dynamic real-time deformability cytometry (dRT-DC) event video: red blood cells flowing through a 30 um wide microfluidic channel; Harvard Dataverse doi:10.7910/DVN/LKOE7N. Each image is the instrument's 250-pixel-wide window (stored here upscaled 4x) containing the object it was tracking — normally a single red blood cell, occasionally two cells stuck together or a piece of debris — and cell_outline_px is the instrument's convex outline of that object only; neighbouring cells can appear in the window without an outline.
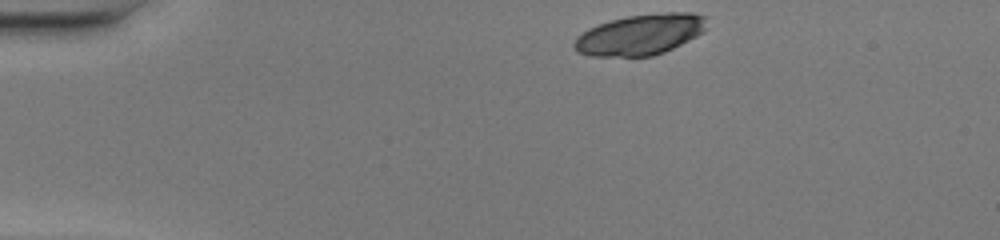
{"species": "common noctule bat (a hibernating species)", "species_latin": "Nyctalus noctula", "temperature_condition": "warm", "stored_images_in_passage": 42, "camera_frame_rate_fps": 3000, "um_per_image_px": 0.085, "animal": {"sex": "female", "body_mass_g": 20.0, "forearm_length_mm": 54.0}, "frame": {"image": 1, "passage_image": 1, "time_ms": 0.0, "image_size_px": [1000, 240], "cell_outline_px": [[708, 28], [704, 32], [664, 52], [652, 56], [588, 56], [576, 52], [572, 48], [572, 44], [576, 36], [588, 28], [612, 20], [628, 16], [664, 12], [692, 12], [704, 16]], "centroid_in_image_um": [54.39, 2.94], "position_along_channel_um": 30.6, "area_um2": 31.62}}